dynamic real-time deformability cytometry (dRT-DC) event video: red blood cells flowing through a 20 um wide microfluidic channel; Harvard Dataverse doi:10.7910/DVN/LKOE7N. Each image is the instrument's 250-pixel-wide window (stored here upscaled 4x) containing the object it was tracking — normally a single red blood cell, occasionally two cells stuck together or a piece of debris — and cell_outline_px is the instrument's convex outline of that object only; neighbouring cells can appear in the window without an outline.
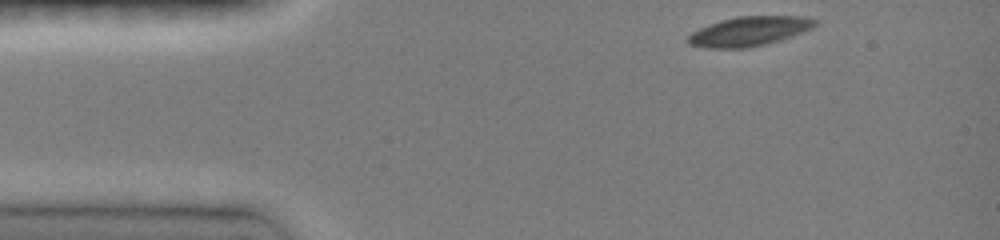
{"species": "common noctule bat (a hibernating species)", "species_latin": "Nyctalus noctula", "temperature_condition": "room temperature", "stored_images_in_passage": 26, "camera_frame_rate_fps": 3000, "um_per_image_px": 0.085, "animal": {"sex": "female", "body_mass_g": 19.0, "forearm_length_mm": 51.5}, "frame": {"image": 1, "passage_image": 1, "time_ms": 0.0, "image_size_px": [1000, 240], "cell_outline_px": [[816, 24], [812, 28], [780, 40], [748, 48], [708, 48], [688, 44], [688, 36], [692, 32], [708, 24], [720, 20], [736, 16], [808, 16], [816, 20]], "centroid_in_image_um": [63.67, 2.65], "position_along_channel_um": 21.3, "area_um2": 21.73}}
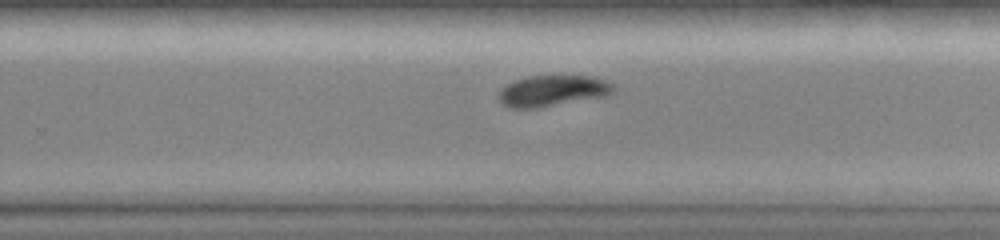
{"frame": {"image": 2, "passage_image": 19, "time_ms": 8.0, "image_size_px": [1000, 240], "cell_outline_px": [[616, 88], [608, 96], [536, 108], [508, 108], [500, 104], [496, 96], [508, 84], [516, 80], [528, 76], [588, 76], [604, 80], [616, 84]], "centroid_in_image_um": [46.98, 7.73], "position_along_channel_um": 282.8, "area_um2": 20.87}}
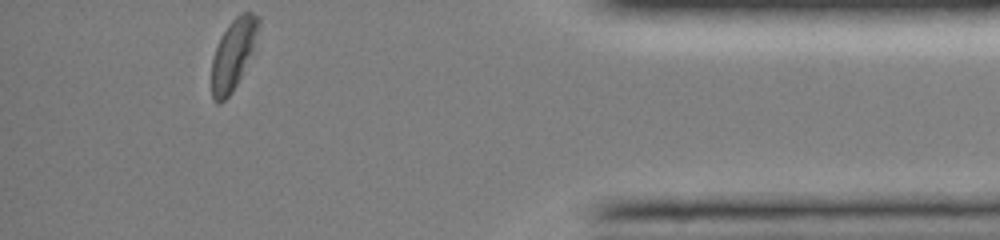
{"frame": {"image": 3, "passage_image": 26, "time_ms": 12.0, "image_size_px": [1000, 240], "cell_outline_px": [[260, 24], [252, 48], [240, 76], [232, 92], [220, 104], [216, 104], [212, 96], [212, 60], [216, 48], [228, 24], [240, 12], [252, 12], [260, 16]], "centroid_in_image_um": [19.81, 4.58], "position_along_channel_um": 415.4, "area_um2": 18.61}, "authors_computed_cell_mechanics": {"area_um2": 21.9351, "velocity_mm_per_s": 4.0876, "shape_relaxation_time_tau1_ms": 1.7523, "shape_relaxation_time_tau2_ms": 5.5989, "deformation_change_tau1": 0.1215, "deformation_change_tau2": 0.1006}}